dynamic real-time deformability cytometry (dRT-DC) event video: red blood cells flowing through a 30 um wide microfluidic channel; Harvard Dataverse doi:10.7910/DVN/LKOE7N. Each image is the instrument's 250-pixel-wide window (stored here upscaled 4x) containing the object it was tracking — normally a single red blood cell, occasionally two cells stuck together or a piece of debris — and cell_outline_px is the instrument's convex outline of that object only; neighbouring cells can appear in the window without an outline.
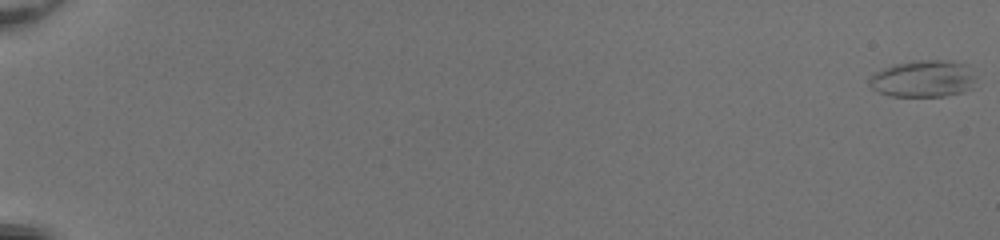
{"species": "common noctule bat (a hibernating species)", "species_latin": "Nyctalus noctula", "temperature_condition": "room temperature", "stored_images_in_passage": 54, "camera_frame_rate_fps": 3000, "um_per_image_px": 0.085, "animal": {"sex": "female", "body_mass_g": 20.0, "forearm_length_mm": 54.0}, "frame": {"image": 1, "passage_image": 1, "time_ms": 0.0, "image_size_px": [1000, 240], "cell_outline_px": [[976, 80], [972, 88], [964, 92], [944, 96], [892, 96], [880, 92], [872, 88], [868, 84], [868, 80], [876, 72], [892, 64], [912, 60], [952, 60], [968, 64], [976, 76]], "centroid_in_image_um": [78.53, 6.67], "position_along_channel_um": 6.5, "area_um2": 23.35}}
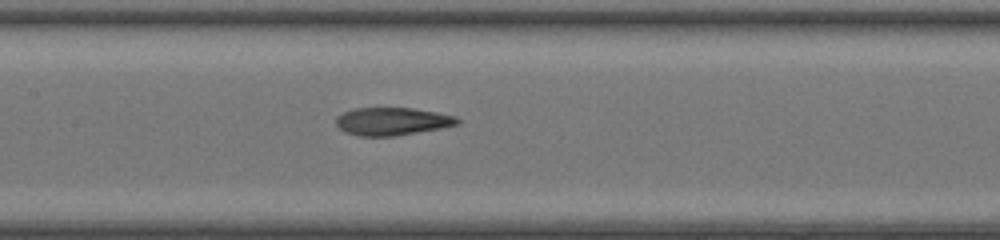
{"frame": {"image": 2, "passage_image": 30, "time_ms": 9.667, "image_size_px": [1000, 240], "cell_outline_px": [[460, 124], [440, 128], [396, 136], [360, 136], [344, 132], [336, 124], [336, 116], [352, 108], [412, 108], [436, 112], [456, 116], [460, 120]], "centroid_in_image_um": [33.33, 10.31], "position_along_channel_um": 174.1, "area_um2": 19.71}}
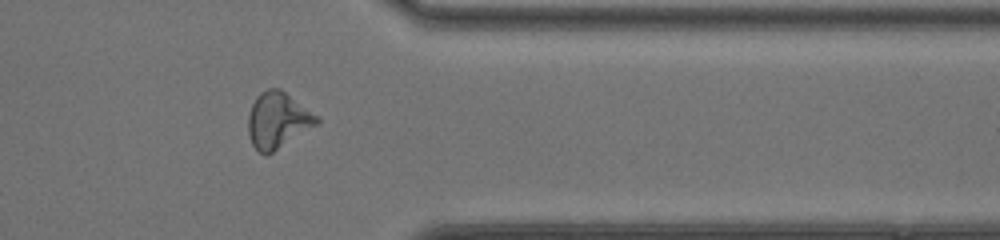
{"frame": {"image": 3, "passage_image": 46, "time_ms": 15.0, "image_size_px": [1000, 240], "cell_outline_px": [[320, 124], [268, 156], [260, 152], [252, 144], [248, 132], [248, 116], [252, 104], [256, 96], [260, 92], [268, 88], [280, 88], [320, 116]], "centroid_in_image_um": [23.65, 10.23], "position_along_channel_um": 387.7, "area_um2": 22.95}, "authors_computed_cell_mechanics": {"area_um2": 21.5883, "velocity_mm_per_s": 4.1072, "shape_relaxation_time_tau1_ms": null, "shape_relaxation_time_tau2_ms": 1.8931, "deformation_change_tau1": null, "deformation_change_tau2": 0.1046}}